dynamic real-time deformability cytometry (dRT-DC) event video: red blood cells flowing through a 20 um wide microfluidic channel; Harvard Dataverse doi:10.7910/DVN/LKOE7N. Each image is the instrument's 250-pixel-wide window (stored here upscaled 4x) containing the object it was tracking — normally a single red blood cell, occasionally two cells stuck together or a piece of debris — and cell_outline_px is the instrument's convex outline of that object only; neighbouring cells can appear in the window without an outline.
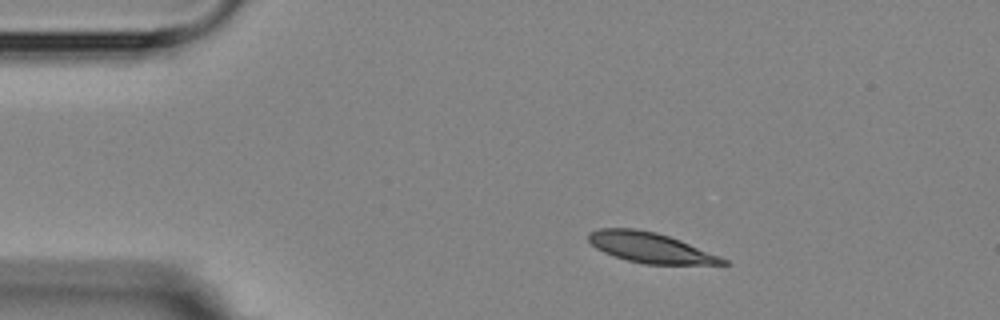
{"species": "Egyptian fruit bat (a non-hibernating species)", "species_latin": "Rousettus aegyptiacus", "temperature_condition": "room temperature", "stored_images_in_passage": 5, "camera_frame_rate_fps": 3000, "um_per_image_px": 0.085, "animal": {"sex": "female"}, "frame": {"image": 1, "passage_image": 2, "time_ms": 1.333, "image_size_px": [1000, 320], "cell_outline_px": [[732, 264], [644, 264], [628, 260], [604, 252], [596, 248], [588, 240], [588, 232], [600, 228], [632, 228], [656, 232], [680, 240], [720, 256], [728, 260]], "centroid_in_image_um": [55.28, 21.04], "position_along_channel_um": 29.7, "area_um2": 23.47}}
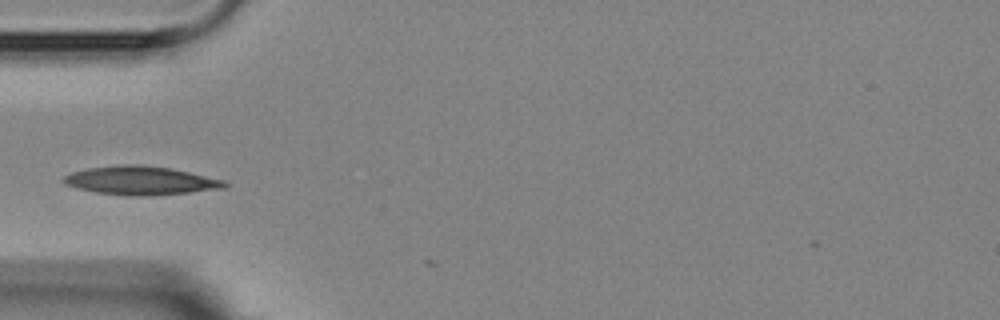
{"frame": {"image": 2, "passage_image": 4, "time_ms": 4.0, "image_size_px": [1000, 320], "cell_outline_px": [[228, 184], [224, 188], [188, 192], [148, 196], [124, 196], [96, 192], [76, 188], [64, 184], [64, 176], [72, 172], [88, 168], [120, 164], [144, 164], [172, 168], [224, 180]], "centroid_in_image_um": [11.93, 15.34], "position_along_channel_um": 73.1, "area_um2": 26.93}}